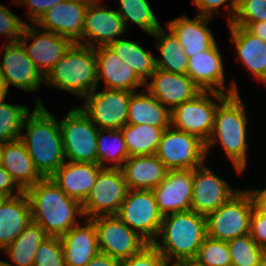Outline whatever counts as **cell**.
<instances>
[{"mask_svg":"<svg viewBox=\"0 0 266 266\" xmlns=\"http://www.w3.org/2000/svg\"><path fill=\"white\" fill-rule=\"evenodd\" d=\"M20 140L24 143L35 168L43 178H50L65 162L59 121L39 99L35 109L25 117Z\"/></svg>","mask_w":266,"mask_h":266,"instance_id":"obj_1","label":"cell"},{"mask_svg":"<svg viewBox=\"0 0 266 266\" xmlns=\"http://www.w3.org/2000/svg\"><path fill=\"white\" fill-rule=\"evenodd\" d=\"M25 193L30 202L31 221L48 236H63L79 224L76 215L84 217L82 204L65 194L50 178H43Z\"/></svg>","mask_w":266,"mask_h":266,"instance_id":"obj_2","label":"cell"},{"mask_svg":"<svg viewBox=\"0 0 266 266\" xmlns=\"http://www.w3.org/2000/svg\"><path fill=\"white\" fill-rule=\"evenodd\" d=\"M217 100L219 103L215 112L213 130L205 143L206 155L211 146L219 142L232 161L235 170L241 174L245 171L247 163L246 106L243 105L244 101L241 100L239 93Z\"/></svg>","mask_w":266,"mask_h":266,"instance_id":"obj_3","label":"cell"},{"mask_svg":"<svg viewBox=\"0 0 266 266\" xmlns=\"http://www.w3.org/2000/svg\"><path fill=\"white\" fill-rule=\"evenodd\" d=\"M159 239L151 243L167 260L195 259L207 237L206 217L192 210L163 216Z\"/></svg>","mask_w":266,"mask_h":266,"instance_id":"obj_4","label":"cell"},{"mask_svg":"<svg viewBox=\"0 0 266 266\" xmlns=\"http://www.w3.org/2000/svg\"><path fill=\"white\" fill-rule=\"evenodd\" d=\"M45 84L86 97L97 88L94 47L73 43L45 76Z\"/></svg>","mask_w":266,"mask_h":266,"instance_id":"obj_5","label":"cell"},{"mask_svg":"<svg viewBox=\"0 0 266 266\" xmlns=\"http://www.w3.org/2000/svg\"><path fill=\"white\" fill-rule=\"evenodd\" d=\"M253 208L251 194L247 190H239L228 202L205 216L207 236L228 241L249 234Z\"/></svg>","mask_w":266,"mask_h":266,"instance_id":"obj_6","label":"cell"},{"mask_svg":"<svg viewBox=\"0 0 266 266\" xmlns=\"http://www.w3.org/2000/svg\"><path fill=\"white\" fill-rule=\"evenodd\" d=\"M59 125L65 158L71 162L97 164L99 128L80 107L72 108Z\"/></svg>","mask_w":266,"mask_h":266,"instance_id":"obj_7","label":"cell"},{"mask_svg":"<svg viewBox=\"0 0 266 266\" xmlns=\"http://www.w3.org/2000/svg\"><path fill=\"white\" fill-rule=\"evenodd\" d=\"M155 155L168 170H193L207 157L204 141L172 126L163 131Z\"/></svg>","mask_w":266,"mask_h":266,"instance_id":"obj_8","label":"cell"},{"mask_svg":"<svg viewBox=\"0 0 266 266\" xmlns=\"http://www.w3.org/2000/svg\"><path fill=\"white\" fill-rule=\"evenodd\" d=\"M116 216L148 243L155 241L163 220L152 190L128 189Z\"/></svg>","mask_w":266,"mask_h":266,"instance_id":"obj_9","label":"cell"},{"mask_svg":"<svg viewBox=\"0 0 266 266\" xmlns=\"http://www.w3.org/2000/svg\"><path fill=\"white\" fill-rule=\"evenodd\" d=\"M208 96L218 99L227 95L216 91H201L193 99L176 106L171 111V126L195 135L206 143L213 130L218 106Z\"/></svg>","mask_w":266,"mask_h":266,"instance_id":"obj_10","label":"cell"},{"mask_svg":"<svg viewBox=\"0 0 266 266\" xmlns=\"http://www.w3.org/2000/svg\"><path fill=\"white\" fill-rule=\"evenodd\" d=\"M128 187L121 168H103L82 203L84 218L91 219L101 215H116L124 201Z\"/></svg>","mask_w":266,"mask_h":266,"instance_id":"obj_11","label":"cell"},{"mask_svg":"<svg viewBox=\"0 0 266 266\" xmlns=\"http://www.w3.org/2000/svg\"><path fill=\"white\" fill-rule=\"evenodd\" d=\"M91 220L97 232L99 251L112 258L127 259L149 244L116 215H101Z\"/></svg>","mask_w":266,"mask_h":266,"instance_id":"obj_12","label":"cell"},{"mask_svg":"<svg viewBox=\"0 0 266 266\" xmlns=\"http://www.w3.org/2000/svg\"><path fill=\"white\" fill-rule=\"evenodd\" d=\"M97 88L85 97L80 109L99 129H121L127 124L129 100L132 92Z\"/></svg>","mask_w":266,"mask_h":266,"instance_id":"obj_13","label":"cell"},{"mask_svg":"<svg viewBox=\"0 0 266 266\" xmlns=\"http://www.w3.org/2000/svg\"><path fill=\"white\" fill-rule=\"evenodd\" d=\"M3 60L0 61V75L9 88L10 85L19 89L36 91L45 77L36 68L20 40L6 42Z\"/></svg>","mask_w":266,"mask_h":266,"instance_id":"obj_14","label":"cell"},{"mask_svg":"<svg viewBox=\"0 0 266 266\" xmlns=\"http://www.w3.org/2000/svg\"><path fill=\"white\" fill-rule=\"evenodd\" d=\"M25 25L20 41L23 44L28 57L33 61L39 72L45 77L54 65L70 48L73 42L56 33L40 30ZM32 38L33 42L29 45L26 41ZM34 38V39H33Z\"/></svg>","mask_w":266,"mask_h":266,"instance_id":"obj_15","label":"cell"},{"mask_svg":"<svg viewBox=\"0 0 266 266\" xmlns=\"http://www.w3.org/2000/svg\"><path fill=\"white\" fill-rule=\"evenodd\" d=\"M90 1L64 0L47 10L35 25L82 44L85 13Z\"/></svg>","mask_w":266,"mask_h":266,"instance_id":"obj_16","label":"cell"},{"mask_svg":"<svg viewBox=\"0 0 266 266\" xmlns=\"http://www.w3.org/2000/svg\"><path fill=\"white\" fill-rule=\"evenodd\" d=\"M239 190H234L206 165L193 169L191 210L207 215L228 202Z\"/></svg>","mask_w":266,"mask_h":266,"instance_id":"obj_17","label":"cell"},{"mask_svg":"<svg viewBox=\"0 0 266 266\" xmlns=\"http://www.w3.org/2000/svg\"><path fill=\"white\" fill-rule=\"evenodd\" d=\"M99 3L100 0H91L85 13L82 32V41L85 43L82 45L88 47L108 46L126 31L119 13ZM87 36L92 39L89 40Z\"/></svg>","mask_w":266,"mask_h":266,"instance_id":"obj_18","label":"cell"},{"mask_svg":"<svg viewBox=\"0 0 266 266\" xmlns=\"http://www.w3.org/2000/svg\"><path fill=\"white\" fill-rule=\"evenodd\" d=\"M159 212L170 213L191 210L193 170H168L163 181L153 190Z\"/></svg>","mask_w":266,"mask_h":266,"instance_id":"obj_19","label":"cell"},{"mask_svg":"<svg viewBox=\"0 0 266 266\" xmlns=\"http://www.w3.org/2000/svg\"><path fill=\"white\" fill-rule=\"evenodd\" d=\"M186 75L201 91H216L226 95L238 93L235 82L231 83L229 90L225 87L222 56L216 43L209 50L189 57Z\"/></svg>","mask_w":266,"mask_h":266,"instance_id":"obj_20","label":"cell"},{"mask_svg":"<svg viewBox=\"0 0 266 266\" xmlns=\"http://www.w3.org/2000/svg\"><path fill=\"white\" fill-rule=\"evenodd\" d=\"M151 78V82L145 83V89L170 111L201 92L199 87L184 74L170 73L156 68Z\"/></svg>","mask_w":266,"mask_h":266,"instance_id":"obj_21","label":"cell"},{"mask_svg":"<svg viewBox=\"0 0 266 266\" xmlns=\"http://www.w3.org/2000/svg\"><path fill=\"white\" fill-rule=\"evenodd\" d=\"M103 167L96 163L65 161L50 177L69 197L85 201Z\"/></svg>","mask_w":266,"mask_h":266,"instance_id":"obj_22","label":"cell"},{"mask_svg":"<svg viewBox=\"0 0 266 266\" xmlns=\"http://www.w3.org/2000/svg\"><path fill=\"white\" fill-rule=\"evenodd\" d=\"M97 58V87L100 80L106 83V89L135 92L145 83L124 63L108 46L95 48Z\"/></svg>","mask_w":266,"mask_h":266,"instance_id":"obj_23","label":"cell"},{"mask_svg":"<svg viewBox=\"0 0 266 266\" xmlns=\"http://www.w3.org/2000/svg\"><path fill=\"white\" fill-rule=\"evenodd\" d=\"M211 20L213 18L200 15L193 19L184 15L167 22V27L178 39L189 58L209 50L216 43L211 29L207 27Z\"/></svg>","mask_w":266,"mask_h":266,"instance_id":"obj_24","label":"cell"},{"mask_svg":"<svg viewBox=\"0 0 266 266\" xmlns=\"http://www.w3.org/2000/svg\"><path fill=\"white\" fill-rule=\"evenodd\" d=\"M60 237L65 266H86L99 251L97 232L91 219H84Z\"/></svg>","mask_w":266,"mask_h":266,"instance_id":"obj_25","label":"cell"},{"mask_svg":"<svg viewBox=\"0 0 266 266\" xmlns=\"http://www.w3.org/2000/svg\"><path fill=\"white\" fill-rule=\"evenodd\" d=\"M0 153L1 166L23 192L43 179L20 139L0 144Z\"/></svg>","mask_w":266,"mask_h":266,"instance_id":"obj_26","label":"cell"},{"mask_svg":"<svg viewBox=\"0 0 266 266\" xmlns=\"http://www.w3.org/2000/svg\"><path fill=\"white\" fill-rule=\"evenodd\" d=\"M128 189L153 190L165 178L168 169L155 155L131 156L121 167Z\"/></svg>","mask_w":266,"mask_h":266,"instance_id":"obj_27","label":"cell"},{"mask_svg":"<svg viewBox=\"0 0 266 266\" xmlns=\"http://www.w3.org/2000/svg\"><path fill=\"white\" fill-rule=\"evenodd\" d=\"M232 42L235 44L238 59L253 78L266 84V42L253 35L245 27L229 26Z\"/></svg>","mask_w":266,"mask_h":266,"instance_id":"obj_28","label":"cell"},{"mask_svg":"<svg viewBox=\"0 0 266 266\" xmlns=\"http://www.w3.org/2000/svg\"><path fill=\"white\" fill-rule=\"evenodd\" d=\"M30 222L31 209L26 193L9 197L0 207V250L12 243Z\"/></svg>","mask_w":266,"mask_h":266,"instance_id":"obj_29","label":"cell"},{"mask_svg":"<svg viewBox=\"0 0 266 266\" xmlns=\"http://www.w3.org/2000/svg\"><path fill=\"white\" fill-rule=\"evenodd\" d=\"M145 93L132 92L129 100L127 124L160 127L171 126V111L162 105L145 88Z\"/></svg>","mask_w":266,"mask_h":266,"instance_id":"obj_30","label":"cell"},{"mask_svg":"<svg viewBox=\"0 0 266 266\" xmlns=\"http://www.w3.org/2000/svg\"><path fill=\"white\" fill-rule=\"evenodd\" d=\"M47 237L46 232L37 223L31 221L2 252L10 257L14 264H9L11 266H33L36 250Z\"/></svg>","mask_w":266,"mask_h":266,"instance_id":"obj_31","label":"cell"},{"mask_svg":"<svg viewBox=\"0 0 266 266\" xmlns=\"http://www.w3.org/2000/svg\"><path fill=\"white\" fill-rule=\"evenodd\" d=\"M108 47L126 63L144 82L155 72V57L151 51L145 50L135 41L120 39L113 41Z\"/></svg>","mask_w":266,"mask_h":266,"instance_id":"obj_32","label":"cell"},{"mask_svg":"<svg viewBox=\"0 0 266 266\" xmlns=\"http://www.w3.org/2000/svg\"><path fill=\"white\" fill-rule=\"evenodd\" d=\"M152 36L158 38L159 42L156 43V47L161 54V58L155 57L156 68L186 75L189 58L175 35L170 30L167 34L166 30L161 27Z\"/></svg>","mask_w":266,"mask_h":266,"instance_id":"obj_33","label":"cell"},{"mask_svg":"<svg viewBox=\"0 0 266 266\" xmlns=\"http://www.w3.org/2000/svg\"><path fill=\"white\" fill-rule=\"evenodd\" d=\"M129 157L156 153L163 128L146 124H126L121 129Z\"/></svg>","mask_w":266,"mask_h":266,"instance_id":"obj_34","label":"cell"},{"mask_svg":"<svg viewBox=\"0 0 266 266\" xmlns=\"http://www.w3.org/2000/svg\"><path fill=\"white\" fill-rule=\"evenodd\" d=\"M107 132V136L104 134ZM107 137L114 143L107 142ZM112 145V146H111ZM129 158L125 140L120 129H99L97 134V164L105 168V163H112L109 168H121Z\"/></svg>","mask_w":266,"mask_h":266,"instance_id":"obj_35","label":"cell"},{"mask_svg":"<svg viewBox=\"0 0 266 266\" xmlns=\"http://www.w3.org/2000/svg\"><path fill=\"white\" fill-rule=\"evenodd\" d=\"M118 2L120 9L116 11L121 16L125 27L128 28L127 23L131 21V23L138 25L150 35H153L161 28L148 0H118Z\"/></svg>","mask_w":266,"mask_h":266,"instance_id":"obj_36","label":"cell"},{"mask_svg":"<svg viewBox=\"0 0 266 266\" xmlns=\"http://www.w3.org/2000/svg\"><path fill=\"white\" fill-rule=\"evenodd\" d=\"M29 114L23 105L0 104V144L20 139L22 125Z\"/></svg>","mask_w":266,"mask_h":266,"instance_id":"obj_37","label":"cell"},{"mask_svg":"<svg viewBox=\"0 0 266 266\" xmlns=\"http://www.w3.org/2000/svg\"><path fill=\"white\" fill-rule=\"evenodd\" d=\"M227 244L231 266H259L264 249L253 241L250 234L228 240Z\"/></svg>","mask_w":266,"mask_h":266,"instance_id":"obj_38","label":"cell"},{"mask_svg":"<svg viewBox=\"0 0 266 266\" xmlns=\"http://www.w3.org/2000/svg\"><path fill=\"white\" fill-rule=\"evenodd\" d=\"M195 259L204 266H231L227 241L215 240L207 236L199 247Z\"/></svg>","mask_w":266,"mask_h":266,"instance_id":"obj_39","label":"cell"},{"mask_svg":"<svg viewBox=\"0 0 266 266\" xmlns=\"http://www.w3.org/2000/svg\"><path fill=\"white\" fill-rule=\"evenodd\" d=\"M33 266H65L60 237L48 236L37 248Z\"/></svg>","mask_w":266,"mask_h":266,"instance_id":"obj_40","label":"cell"},{"mask_svg":"<svg viewBox=\"0 0 266 266\" xmlns=\"http://www.w3.org/2000/svg\"><path fill=\"white\" fill-rule=\"evenodd\" d=\"M260 21H266V0H238L234 19L228 25L245 27Z\"/></svg>","mask_w":266,"mask_h":266,"instance_id":"obj_41","label":"cell"},{"mask_svg":"<svg viewBox=\"0 0 266 266\" xmlns=\"http://www.w3.org/2000/svg\"><path fill=\"white\" fill-rule=\"evenodd\" d=\"M25 25V22L0 4V35H5L7 42L20 40Z\"/></svg>","mask_w":266,"mask_h":266,"instance_id":"obj_42","label":"cell"},{"mask_svg":"<svg viewBox=\"0 0 266 266\" xmlns=\"http://www.w3.org/2000/svg\"><path fill=\"white\" fill-rule=\"evenodd\" d=\"M164 256L149 243L140 252L121 260L120 266H162Z\"/></svg>","mask_w":266,"mask_h":266,"instance_id":"obj_43","label":"cell"},{"mask_svg":"<svg viewBox=\"0 0 266 266\" xmlns=\"http://www.w3.org/2000/svg\"><path fill=\"white\" fill-rule=\"evenodd\" d=\"M196 7L199 9L197 15L213 18L215 12H219L221 5L230 0H192ZM229 5V6H228ZM238 0H231L230 4H225L228 8V24H231L236 14Z\"/></svg>","mask_w":266,"mask_h":266,"instance_id":"obj_44","label":"cell"},{"mask_svg":"<svg viewBox=\"0 0 266 266\" xmlns=\"http://www.w3.org/2000/svg\"><path fill=\"white\" fill-rule=\"evenodd\" d=\"M249 234L257 245L266 250V212L255 206L250 219Z\"/></svg>","mask_w":266,"mask_h":266,"instance_id":"obj_45","label":"cell"},{"mask_svg":"<svg viewBox=\"0 0 266 266\" xmlns=\"http://www.w3.org/2000/svg\"><path fill=\"white\" fill-rule=\"evenodd\" d=\"M18 5L25 4L29 7L28 18L34 24L43 16V14L56 4L64 0H16Z\"/></svg>","mask_w":266,"mask_h":266,"instance_id":"obj_46","label":"cell"},{"mask_svg":"<svg viewBox=\"0 0 266 266\" xmlns=\"http://www.w3.org/2000/svg\"><path fill=\"white\" fill-rule=\"evenodd\" d=\"M14 186L17 188L18 194H14ZM23 191L17 186V184L13 181L11 175L2 167L0 166V193L6 194L9 197L18 196Z\"/></svg>","mask_w":266,"mask_h":266,"instance_id":"obj_47","label":"cell"},{"mask_svg":"<svg viewBox=\"0 0 266 266\" xmlns=\"http://www.w3.org/2000/svg\"><path fill=\"white\" fill-rule=\"evenodd\" d=\"M86 266H120V260L99 252Z\"/></svg>","mask_w":266,"mask_h":266,"instance_id":"obj_48","label":"cell"},{"mask_svg":"<svg viewBox=\"0 0 266 266\" xmlns=\"http://www.w3.org/2000/svg\"><path fill=\"white\" fill-rule=\"evenodd\" d=\"M251 196H252V199H253V202H254V206L261 210V211H264L266 212V188L261 190H247Z\"/></svg>","mask_w":266,"mask_h":266,"instance_id":"obj_49","label":"cell"},{"mask_svg":"<svg viewBox=\"0 0 266 266\" xmlns=\"http://www.w3.org/2000/svg\"><path fill=\"white\" fill-rule=\"evenodd\" d=\"M245 28L253 35L266 42V21L248 23Z\"/></svg>","mask_w":266,"mask_h":266,"instance_id":"obj_50","label":"cell"},{"mask_svg":"<svg viewBox=\"0 0 266 266\" xmlns=\"http://www.w3.org/2000/svg\"><path fill=\"white\" fill-rule=\"evenodd\" d=\"M8 90L9 89L3 82L1 75H0V104L3 103L4 100L6 99L5 97L7 96Z\"/></svg>","mask_w":266,"mask_h":266,"instance_id":"obj_51","label":"cell"},{"mask_svg":"<svg viewBox=\"0 0 266 266\" xmlns=\"http://www.w3.org/2000/svg\"><path fill=\"white\" fill-rule=\"evenodd\" d=\"M172 262H173L172 260L170 261V260L165 259L162 266H184V259L180 261L175 260V262L173 263Z\"/></svg>","mask_w":266,"mask_h":266,"instance_id":"obj_52","label":"cell"},{"mask_svg":"<svg viewBox=\"0 0 266 266\" xmlns=\"http://www.w3.org/2000/svg\"><path fill=\"white\" fill-rule=\"evenodd\" d=\"M184 266H204L200 264L196 259H184Z\"/></svg>","mask_w":266,"mask_h":266,"instance_id":"obj_53","label":"cell"},{"mask_svg":"<svg viewBox=\"0 0 266 266\" xmlns=\"http://www.w3.org/2000/svg\"><path fill=\"white\" fill-rule=\"evenodd\" d=\"M259 266H266V250L263 251L260 257Z\"/></svg>","mask_w":266,"mask_h":266,"instance_id":"obj_54","label":"cell"},{"mask_svg":"<svg viewBox=\"0 0 266 266\" xmlns=\"http://www.w3.org/2000/svg\"><path fill=\"white\" fill-rule=\"evenodd\" d=\"M8 195L0 193V207L7 201Z\"/></svg>","mask_w":266,"mask_h":266,"instance_id":"obj_55","label":"cell"},{"mask_svg":"<svg viewBox=\"0 0 266 266\" xmlns=\"http://www.w3.org/2000/svg\"><path fill=\"white\" fill-rule=\"evenodd\" d=\"M0 266H11L8 262L0 260Z\"/></svg>","mask_w":266,"mask_h":266,"instance_id":"obj_56","label":"cell"}]
</instances>
